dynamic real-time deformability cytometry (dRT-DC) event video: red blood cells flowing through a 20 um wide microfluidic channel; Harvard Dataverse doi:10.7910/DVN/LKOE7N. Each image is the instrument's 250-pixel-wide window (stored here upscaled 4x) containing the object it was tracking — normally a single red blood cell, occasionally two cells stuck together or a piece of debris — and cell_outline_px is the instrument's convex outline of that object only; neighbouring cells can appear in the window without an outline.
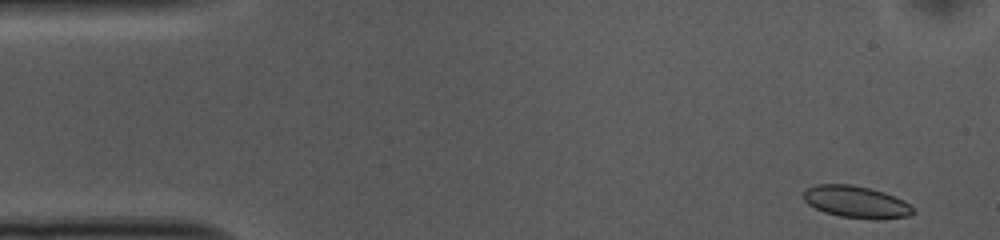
{"species": "common noctule bat (a hibernating species)", "species_latin": "Nyctalus noctula", "temperature_condition": "cold", "stored_images_in_passage": 26, "camera_frame_rate_fps": 3000, "um_per_image_px": 0.085, "animal": {"sex": "female", "body_mass_g": 10.0, "forearm_length_mm": 53.1}, "frame": {"image": 1, "passage_image": 1, "time_ms": 0.0, "image_size_px": [1000, 240], "cell_outline_px": [[912, 212], [908, 216], [880, 220], [876, 220], [840, 216], [824, 212], [808, 204], [804, 200], [804, 192], [808, 188], [816, 184], [852, 184], [884, 192], [904, 200], [912, 208]], "centroid_in_image_um": [72.77, 17.17], "position_along_channel_um": 12.2, "area_um2": 20.29}}
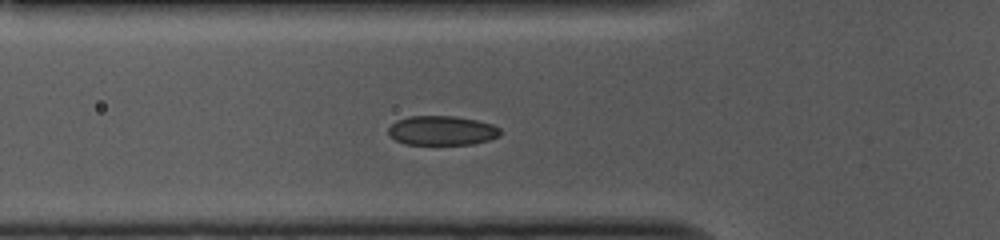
{"frame": {"image": 2, "passage_image": 15, "time_ms": 4.667, "image_size_px": [1000, 240], "cell_outline_px": [[500, 136], [488, 140], [472, 144], [404, 144], [396, 140], [388, 132], [388, 128], [396, 120], [408, 116], [456, 116], [476, 120], [492, 124], [500, 128]], "centroid_in_image_um": [37.56, 11.09], "position_along_channel_um": 88.2, "area_um2": 19.13}}
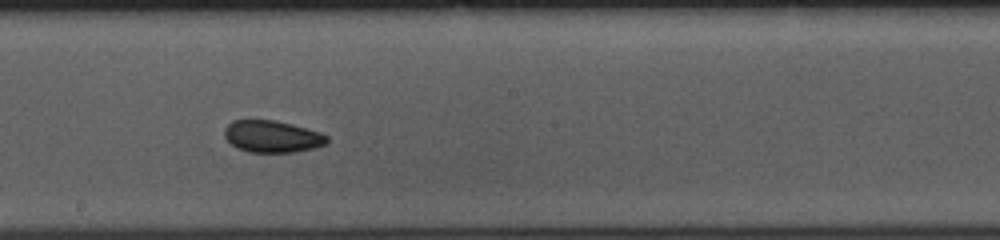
{"frame": {"image": 3, "passage_image": 26, "time_ms": 8.333, "image_size_px": [1000, 240], "cell_outline_px": [[328, 144], [316, 148], [296, 152], [248, 152], [236, 148], [224, 136], [224, 128], [232, 120], [276, 120], [320, 132], [328, 136]], "centroid_in_image_um": [23.15, 11.61], "position_along_channel_um": 225.1, "area_um2": 19.25}}